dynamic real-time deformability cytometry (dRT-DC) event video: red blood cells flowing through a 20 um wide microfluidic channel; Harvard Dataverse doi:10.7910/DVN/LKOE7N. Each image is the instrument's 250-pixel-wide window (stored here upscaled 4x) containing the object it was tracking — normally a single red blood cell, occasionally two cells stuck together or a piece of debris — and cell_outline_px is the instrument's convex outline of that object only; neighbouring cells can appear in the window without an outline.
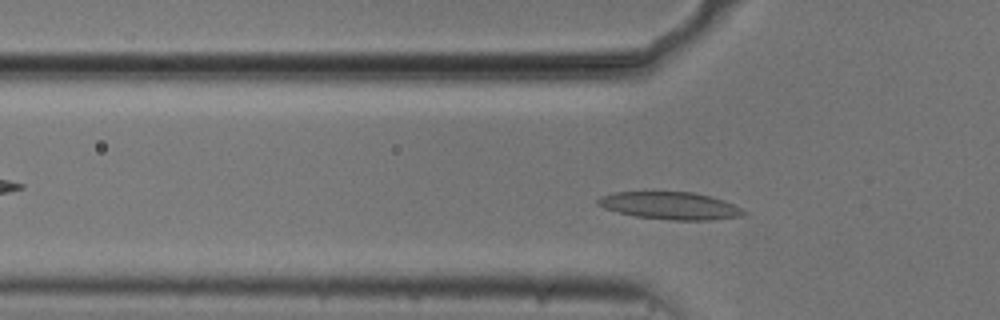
{"species": "common noctule bat (a hibernating species)", "species_latin": "Nyctalus noctula", "temperature_condition": "cold", "stored_images_in_passage": 44, "camera_frame_rate_fps": 3000, "um_per_image_px": 0.085, "animal": {"sex": "male", "body_mass_g": 20.5, "forearm_length_mm": 52.5}, "frame": {"image": 1, "passage_image": 7, "time_ms": 2.0, "image_size_px": [1000, 320], "cell_outline_px": [[748, 212], [744, 216], [712, 220], [668, 220], [636, 216], [604, 208], [596, 204], [596, 200], [600, 196], [616, 192], [692, 192], [712, 196], [724, 200]], "centroid_in_image_um": [56.99, 17.48], "position_along_channel_um": 68.8, "area_um2": 23.35}}
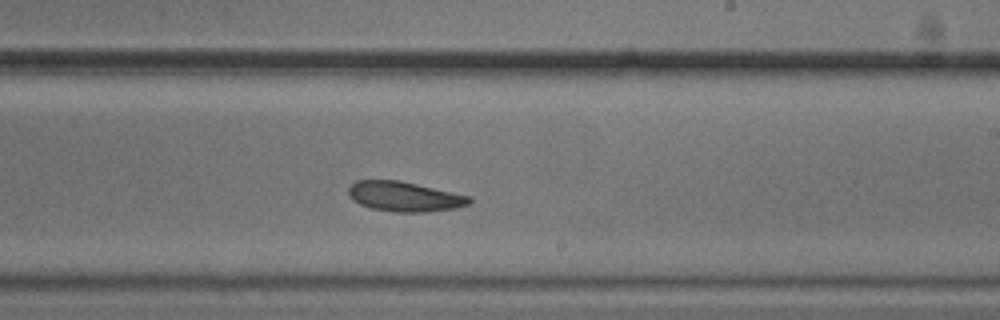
{"frame": {"image": 2, "passage_image": 22, "time_ms": 7.0, "image_size_px": [1000, 320], "cell_outline_px": [[472, 200], [468, 204], [452, 208], [424, 212], [396, 212], [372, 208], [360, 204], [352, 200], [348, 192], [348, 188], [356, 180], [400, 180], [472, 196]], "centroid_in_image_um": [34.37, 16.69], "position_along_channel_um": 254.6, "area_um2": 20.98}}
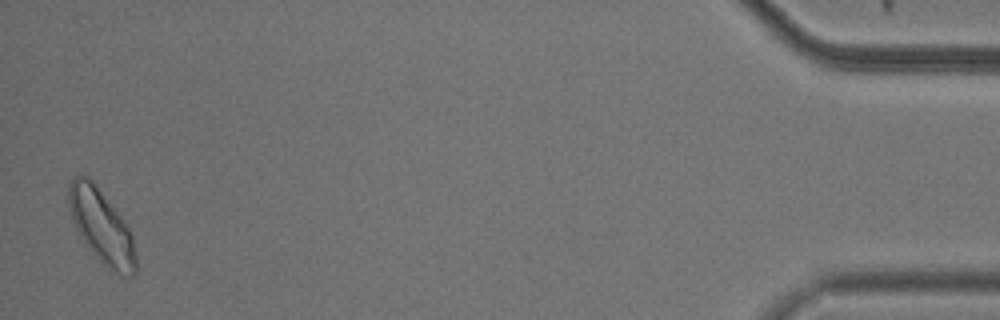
{"frame": {"image": 3, "passage_image": 43, "time_ms": 14.0, "image_size_px": [1000, 320], "cell_outline_px": [[136, 272], [132, 276], [120, 276], [104, 264], [84, 244], [76, 228], [68, 204], [68, 184], [72, 176], [88, 176], [96, 184], [128, 224], [132, 236], [136, 256]], "centroid_in_image_um": [8.63, 19.23], "position_along_channel_um": 426.6, "area_um2": 29.02}, "authors_computed_cell_mechanics": {"area_um2": 21.3571, "velocity_mm_per_s": 3.7087, "shape_relaxation_time_tau1_ms": 2.6716, "shape_relaxation_time_tau2_ms": 5.9598, "deformation_change_tau1": 0.0958, "deformation_change_tau2": 0.1258}}